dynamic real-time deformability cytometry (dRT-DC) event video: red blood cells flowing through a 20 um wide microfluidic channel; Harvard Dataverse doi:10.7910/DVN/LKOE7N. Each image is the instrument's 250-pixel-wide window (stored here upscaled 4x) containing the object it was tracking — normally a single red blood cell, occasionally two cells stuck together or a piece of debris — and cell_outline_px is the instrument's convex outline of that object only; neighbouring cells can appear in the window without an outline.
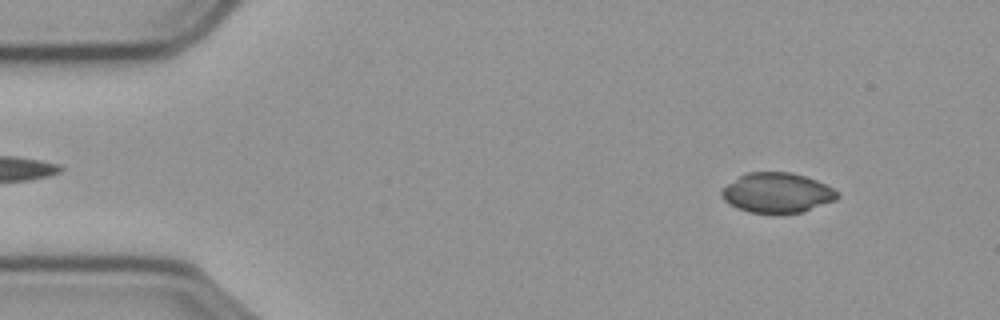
{"species": "common noctule bat (a hibernating species)", "species_latin": "Nyctalus noctula", "temperature_condition": "cold", "stored_images_in_passage": 56, "camera_frame_rate_fps": 3000, "um_per_image_px": 0.085, "animal": {"sex": "male", "body_mass_g": 23.1, "forearm_length_mm": 52.7}, "frame": {"image": 1, "passage_image": 6, "time_ms": 1.667, "image_size_px": [1000, 320], "cell_outline_px": [[840, 196], [836, 200], [804, 212], [776, 216], [772, 216], [748, 212], [736, 208], [724, 200], [720, 196], [720, 192], [728, 184], [740, 176], [748, 172], [792, 172], [816, 180], [832, 188]], "centroid_in_image_um": [66.05, 16.44], "position_along_channel_um": 19.0, "area_um2": 27.51}}
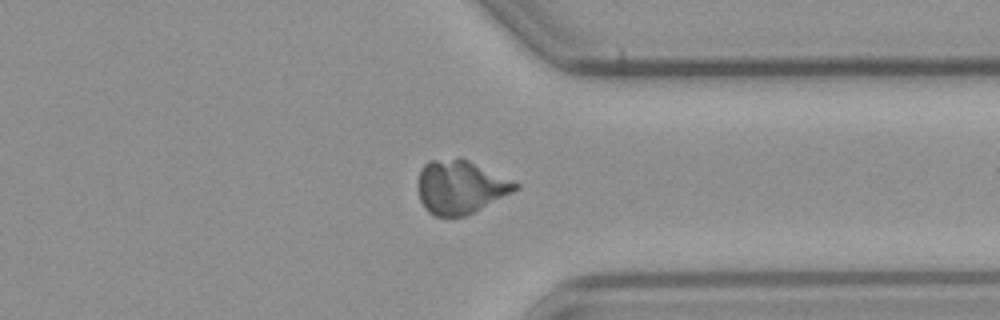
{"frame": {"image": 2, "passage_image": 43, "time_ms": 14.0, "image_size_px": [1000, 320], "cell_outline_px": [[520, 188], [464, 216], [432, 216], [424, 208], [420, 200], [416, 184], [420, 168], [428, 160], [460, 156], [520, 184]], "centroid_in_image_um": [39.06, 15.86], "position_along_channel_um": 372.3, "area_um2": 30.58}}
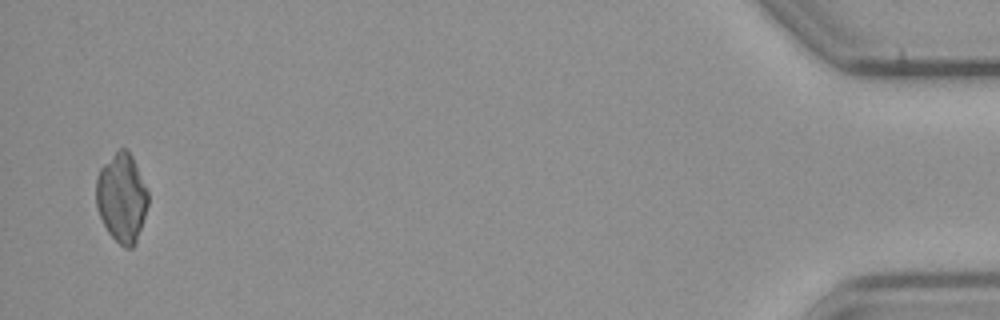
{"frame": {"image": 3, "passage_image": 55, "time_ms": 18.0, "image_size_px": [1000, 320], "cell_outline_px": [[148, 204], [136, 244], [132, 248], [124, 248], [108, 232], [100, 216], [96, 204], [96, 176], [100, 168], [120, 148], [128, 148], [132, 156], [148, 192]], "centroid_in_image_um": [10.35, 16.82], "position_along_channel_um": 424.9, "area_um2": 26.76}}